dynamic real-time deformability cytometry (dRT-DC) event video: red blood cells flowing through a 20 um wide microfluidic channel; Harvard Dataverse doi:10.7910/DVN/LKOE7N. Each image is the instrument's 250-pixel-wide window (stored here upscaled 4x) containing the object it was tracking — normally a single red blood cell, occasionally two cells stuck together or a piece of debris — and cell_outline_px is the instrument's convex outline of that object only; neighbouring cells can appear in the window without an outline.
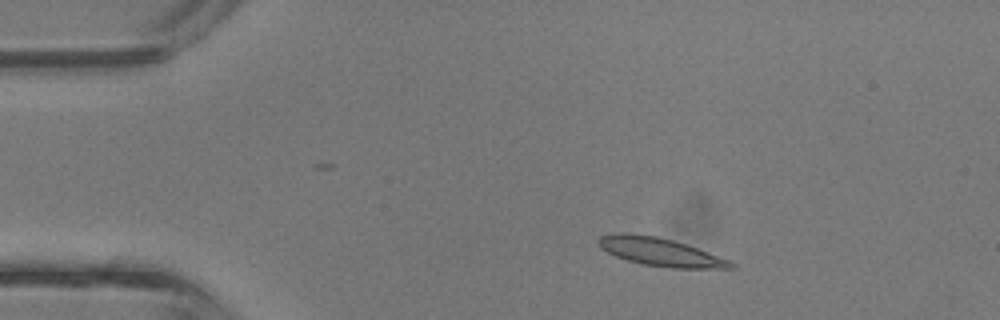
{"species": "common noctule bat (a hibernating species)", "species_latin": "Nyctalus noctula", "temperature_condition": "room temperature", "stored_images_in_passage": 41, "camera_frame_rate_fps": 3000, "um_per_image_px": 0.085, "animal": {"sex": "male", "body_mass_g": 13.3}, "frame": {"image": 1, "passage_image": 6, "time_ms": 1.667, "image_size_px": [1000, 320], "cell_outline_px": [[736, 268], [672, 268], [640, 264], [616, 256], [600, 248], [596, 240], [600, 236], [620, 232], [656, 236], [672, 240], [732, 260], [736, 264]], "centroid_in_image_um": [56.12, 21.42], "position_along_channel_um": 28.9, "area_um2": 21.68}}
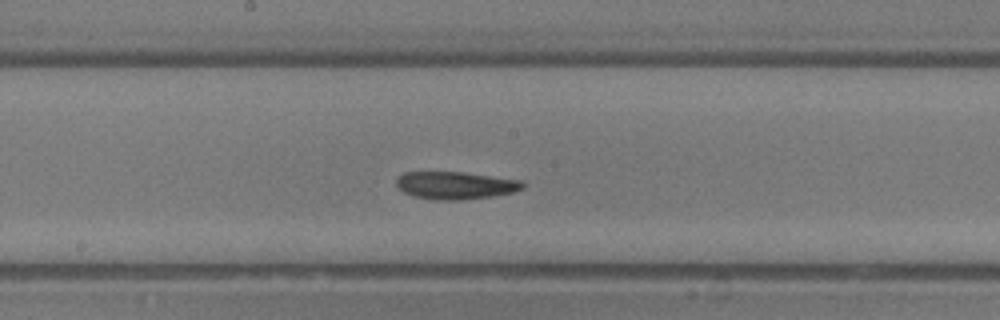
{"frame": {"image": 2, "passage_image": 21, "time_ms": 6.667, "image_size_px": [1000, 320], "cell_outline_px": [[528, 184], [524, 188], [512, 192], [492, 196], [460, 200], [432, 200], [412, 196], [396, 188], [396, 180], [404, 172], [464, 172], [524, 180]], "centroid_in_image_um": [38.74, 15.75], "position_along_channel_um": 209.5, "area_um2": 20.63}}
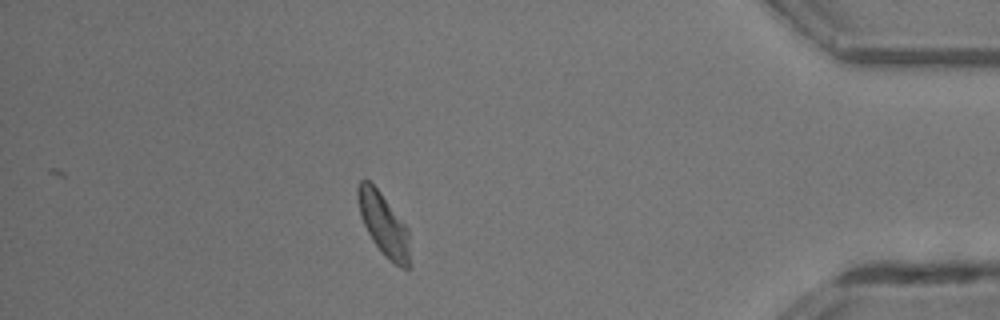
{"frame": {"image": 3, "passage_image": 36, "time_ms": 11.667, "image_size_px": [1000, 320], "cell_outline_px": [[408, 268], [400, 268], [388, 260], [384, 256], [372, 240], [360, 216], [356, 200], [356, 188], [360, 180], [368, 180], [380, 192], [408, 228]], "centroid_in_image_um": [32.56, 19.05], "position_along_channel_um": 402.6, "area_um2": 18.79}, "authors_computed_cell_mechanics": {"area_um2": 20.1722, "velocity_mm_per_s": 4.7896, "shape_relaxation_time_tau1_ms": null, "shape_relaxation_time_tau2_ms": 3.7738, "deformation_change_tau1": null, "deformation_change_tau2": 0.1021}}